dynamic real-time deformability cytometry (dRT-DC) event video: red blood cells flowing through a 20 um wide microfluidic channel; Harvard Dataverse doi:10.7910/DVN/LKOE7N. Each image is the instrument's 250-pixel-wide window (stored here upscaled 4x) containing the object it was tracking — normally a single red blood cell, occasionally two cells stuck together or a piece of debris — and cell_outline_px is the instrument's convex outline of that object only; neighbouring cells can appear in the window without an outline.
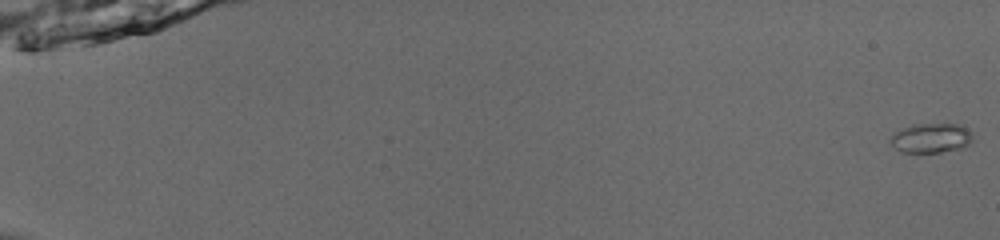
{"species": "common noctule bat (a hibernating species)", "species_latin": "Nyctalus noctula", "temperature_condition": "room temperature", "stored_images_in_passage": 54, "camera_frame_rate_fps": 3000, "um_per_image_px": 0.085, "animal": {"sex": "male", "body_mass_g": 13.0, "forearm_length_mm": 53.1}, "frame": {"image": 1, "passage_image": 1, "time_ms": 0.0, "image_size_px": [1000, 240], "cell_outline_px": [[972, 140], [968, 144], [960, 148], [940, 152], [900, 152], [888, 140], [900, 128], [912, 124], [960, 124], [972, 132]], "centroid_in_image_um": [79.13, 11.72], "position_along_channel_um": 5.9, "area_um2": 14.16}}
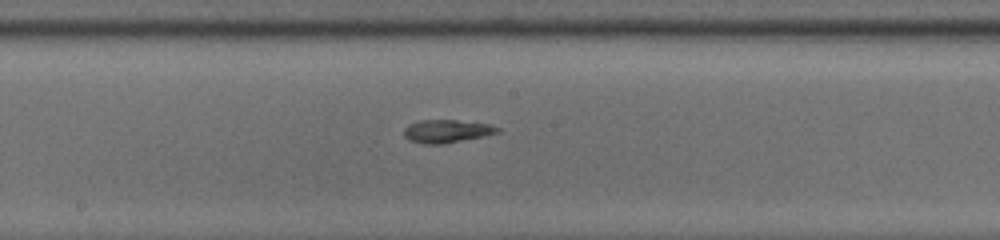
{"frame": {"image": 2, "passage_image": 32, "time_ms": 10.333, "image_size_px": [1000, 240], "cell_outline_px": [[500, 132], [444, 144], [424, 144], [408, 140], [404, 136], [404, 128], [408, 124], [420, 120], [456, 120], [488, 124], [500, 128]], "centroid_in_image_um": [37.92, 11.15], "position_along_channel_um": 210.3, "area_um2": 12.48}}
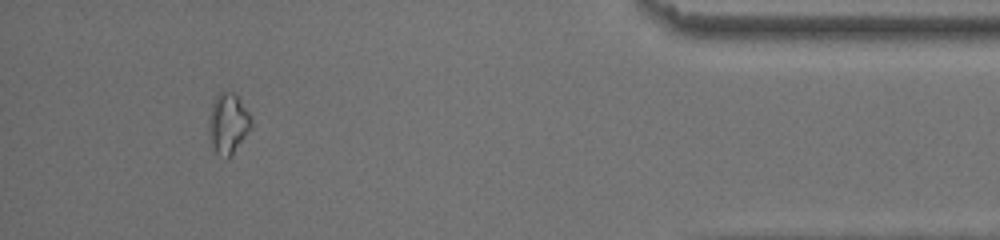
{"frame": {"image": 3, "passage_image": 51, "time_ms": 16.667, "image_size_px": [1000, 240], "cell_outline_px": [[252, 128], [232, 156], [228, 160], [216, 152], [212, 148], [208, 136], [208, 116], [212, 104], [216, 96], [220, 92], [236, 92], [252, 116]], "centroid_in_image_um": [19.4, 10.51], "position_along_channel_um": 415.8, "area_um2": 15.61}, "authors_computed_cell_mechanics": {"area_um2": 13.1784, "velocity_mm_per_s": 3.9261, "shape_relaxation_time_tau1_ms": 2.9331, "shape_relaxation_time_tau2_ms": 1.6545, "deformation_change_tau1": 0.1141, "deformation_change_tau2": 0.0815}}